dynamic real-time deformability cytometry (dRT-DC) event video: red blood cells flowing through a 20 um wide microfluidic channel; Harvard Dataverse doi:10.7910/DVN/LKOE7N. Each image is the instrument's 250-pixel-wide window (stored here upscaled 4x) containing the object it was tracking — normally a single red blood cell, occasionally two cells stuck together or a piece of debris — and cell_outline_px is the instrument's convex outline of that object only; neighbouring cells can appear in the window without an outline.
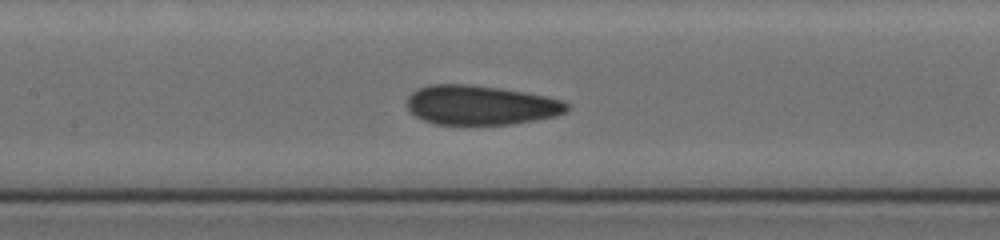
{"species": "human", "species_latin": "Homo sapiens", "temperature_condition": "cold", "stored_images_in_passage": 22, "camera_frame_rate_fps": 3000, "um_per_image_px": 0.085, "donor": {"sex": "female"}, "frame": {"image": 1, "passage_image": 8, "time_ms": 1.0, "image_size_px": [1000, 240], "cell_outline_px": [[568, 112], [556, 116], [536, 120], [512, 124], [432, 124], [408, 112], [408, 96], [412, 92], [428, 84], [468, 84], [500, 88], [524, 92], [564, 100], [568, 104]], "centroid_in_image_um": [40.86, 8.94], "position_along_channel_um": 166.5, "area_um2": 36.88}}
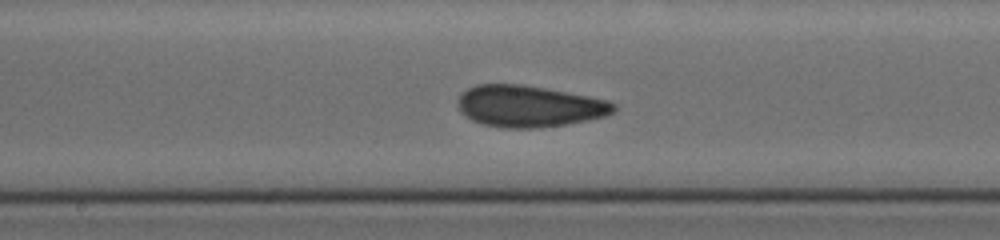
{"frame": {"image": 2, "passage_image": 17, "time_ms": 2.0, "image_size_px": [1000, 240], "cell_outline_px": [[616, 112], [608, 116], [588, 120], [564, 124], [536, 128], [504, 128], [484, 124], [472, 120], [460, 112], [456, 104], [460, 96], [468, 88], [476, 84], [520, 84], [544, 88], [588, 96], [608, 100], [616, 104]], "centroid_in_image_um": [44.99, 9.03], "position_along_channel_um": 203.2, "area_um2": 37.74}}